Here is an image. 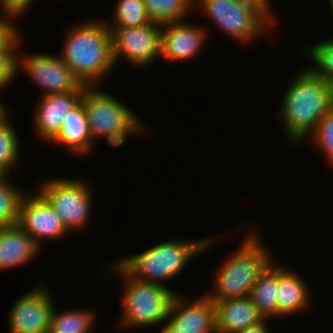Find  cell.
<instances>
[{"label":"cell","mask_w":333,"mask_h":333,"mask_svg":"<svg viewBox=\"0 0 333 333\" xmlns=\"http://www.w3.org/2000/svg\"><path fill=\"white\" fill-rule=\"evenodd\" d=\"M333 107V85L309 67L297 72L283 95L280 116L286 138L299 144L310 137Z\"/></svg>","instance_id":"1"},{"label":"cell","mask_w":333,"mask_h":333,"mask_svg":"<svg viewBox=\"0 0 333 333\" xmlns=\"http://www.w3.org/2000/svg\"><path fill=\"white\" fill-rule=\"evenodd\" d=\"M87 20L72 24L66 30L58 55L84 85L99 86L115 66L111 32L103 18Z\"/></svg>","instance_id":"2"},{"label":"cell","mask_w":333,"mask_h":333,"mask_svg":"<svg viewBox=\"0 0 333 333\" xmlns=\"http://www.w3.org/2000/svg\"><path fill=\"white\" fill-rule=\"evenodd\" d=\"M253 222L243 226L244 239L238 250L227 257L226 261L215 272L213 289L205 294L212 301H223L232 298L250 296L252 287L260 274L273 261L274 254L270 251Z\"/></svg>","instance_id":"3"},{"label":"cell","mask_w":333,"mask_h":333,"mask_svg":"<svg viewBox=\"0 0 333 333\" xmlns=\"http://www.w3.org/2000/svg\"><path fill=\"white\" fill-rule=\"evenodd\" d=\"M225 235L189 241H163L139 254L123 256L117 262L138 280L167 286L165 283L182 273L187 263L212 247V244H217V240H223Z\"/></svg>","instance_id":"4"},{"label":"cell","mask_w":333,"mask_h":333,"mask_svg":"<svg viewBox=\"0 0 333 333\" xmlns=\"http://www.w3.org/2000/svg\"><path fill=\"white\" fill-rule=\"evenodd\" d=\"M115 276L122 282V315L118 320L119 327L149 328L166 321L171 302L176 291L157 283L145 282L132 277L118 262L111 265Z\"/></svg>","instance_id":"5"},{"label":"cell","mask_w":333,"mask_h":333,"mask_svg":"<svg viewBox=\"0 0 333 333\" xmlns=\"http://www.w3.org/2000/svg\"><path fill=\"white\" fill-rule=\"evenodd\" d=\"M99 88L87 86L81 97L94 143L104 138L111 147L120 148L128 137L149 133L129 106Z\"/></svg>","instance_id":"6"},{"label":"cell","mask_w":333,"mask_h":333,"mask_svg":"<svg viewBox=\"0 0 333 333\" xmlns=\"http://www.w3.org/2000/svg\"><path fill=\"white\" fill-rule=\"evenodd\" d=\"M80 179L50 178L42 181L36 189L48 201L69 233L81 230L91 219L94 192L87 180Z\"/></svg>","instance_id":"7"},{"label":"cell","mask_w":333,"mask_h":333,"mask_svg":"<svg viewBox=\"0 0 333 333\" xmlns=\"http://www.w3.org/2000/svg\"><path fill=\"white\" fill-rule=\"evenodd\" d=\"M195 5L222 34L240 44L259 39L272 25L258 9L238 0H195Z\"/></svg>","instance_id":"8"},{"label":"cell","mask_w":333,"mask_h":333,"mask_svg":"<svg viewBox=\"0 0 333 333\" xmlns=\"http://www.w3.org/2000/svg\"><path fill=\"white\" fill-rule=\"evenodd\" d=\"M114 65L125 59L134 67L144 68L161 56L162 25L109 28Z\"/></svg>","instance_id":"9"},{"label":"cell","mask_w":333,"mask_h":333,"mask_svg":"<svg viewBox=\"0 0 333 333\" xmlns=\"http://www.w3.org/2000/svg\"><path fill=\"white\" fill-rule=\"evenodd\" d=\"M18 52L20 56L17 55V76L19 71L24 69L22 71L27 72V77L43 89V96L65 92H83L87 87L59 55L47 53H29L28 55Z\"/></svg>","instance_id":"10"},{"label":"cell","mask_w":333,"mask_h":333,"mask_svg":"<svg viewBox=\"0 0 333 333\" xmlns=\"http://www.w3.org/2000/svg\"><path fill=\"white\" fill-rule=\"evenodd\" d=\"M195 299L176 293L159 333H216L215 303L206 294Z\"/></svg>","instance_id":"11"},{"label":"cell","mask_w":333,"mask_h":333,"mask_svg":"<svg viewBox=\"0 0 333 333\" xmlns=\"http://www.w3.org/2000/svg\"><path fill=\"white\" fill-rule=\"evenodd\" d=\"M17 224L42 249V240H62L69 233L48 201L37 191L25 192L19 204ZM57 239V240H56Z\"/></svg>","instance_id":"12"},{"label":"cell","mask_w":333,"mask_h":333,"mask_svg":"<svg viewBox=\"0 0 333 333\" xmlns=\"http://www.w3.org/2000/svg\"><path fill=\"white\" fill-rule=\"evenodd\" d=\"M39 285L16 299L9 310L8 333H49L53 295Z\"/></svg>","instance_id":"13"},{"label":"cell","mask_w":333,"mask_h":333,"mask_svg":"<svg viewBox=\"0 0 333 333\" xmlns=\"http://www.w3.org/2000/svg\"><path fill=\"white\" fill-rule=\"evenodd\" d=\"M201 26L187 20L162 24L161 57L183 62L198 56L209 37L207 28Z\"/></svg>","instance_id":"14"},{"label":"cell","mask_w":333,"mask_h":333,"mask_svg":"<svg viewBox=\"0 0 333 333\" xmlns=\"http://www.w3.org/2000/svg\"><path fill=\"white\" fill-rule=\"evenodd\" d=\"M82 94L65 92L42 96L33 112L36 136L48 143L59 132L64 116L81 100Z\"/></svg>","instance_id":"15"},{"label":"cell","mask_w":333,"mask_h":333,"mask_svg":"<svg viewBox=\"0 0 333 333\" xmlns=\"http://www.w3.org/2000/svg\"><path fill=\"white\" fill-rule=\"evenodd\" d=\"M213 302L216 333H238L265 319L250 296Z\"/></svg>","instance_id":"16"},{"label":"cell","mask_w":333,"mask_h":333,"mask_svg":"<svg viewBox=\"0 0 333 333\" xmlns=\"http://www.w3.org/2000/svg\"><path fill=\"white\" fill-rule=\"evenodd\" d=\"M40 251L34 239L17 223L0 227V270L25 266Z\"/></svg>","instance_id":"17"},{"label":"cell","mask_w":333,"mask_h":333,"mask_svg":"<svg viewBox=\"0 0 333 333\" xmlns=\"http://www.w3.org/2000/svg\"><path fill=\"white\" fill-rule=\"evenodd\" d=\"M48 143L62 145L75 156H85L92 150L95 143L90 135L82 100L64 116L59 132Z\"/></svg>","instance_id":"18"},{"label":"cell","mask_w":333,"mask_h":333,"mask_svg":"<svg viewBox=\"0 0 333 333\" xmlns=\"http://www.w3.org/2000/svg\"><path fill=\"white\" fill-rule=\"evenodd\" d=\"M291 270L279 264L278 319L305 311L312 300L307 282Z\"/></svg>","instance_id":"19"},{"label":"cell","mask_w":333,"mask_h":333,"mask_svg":"<svg viewBox=\"0 0 333 333\" xmlns=\"http://www.w3.org/2000/svg\"><path fill=\"white\" fill-rule=\"evenodd\" d=\"M279 265L273 260L252 287L250 298L264 318H278Z\"/></svg>","instance_id":"20"},{"label":"cell","mask_w":333,"mask_h":333,"mask_svg":"<svg viewBox=\"0 0 333 333\" xmlns=\"http://www.w3.org/2000/svg\"><path fill=\"white\" fill-rule=\"evenodd\" d=\"M54 306L50 315L49 333H91L93 330L96 314L92 310L69 309L57 311Z\"/></svg>","instance_id":"21"},{"label":"cell","mask_w":333,"mask_h":333,"mask_svg":"<svg viewBox=\"0 0 333 333\" xmlns=\"http://www.w3.org/2000/svg\"><path fill=\"white\" fill-rule=\"evenodd\" d=\"M151 22L165 24L184 21L195 8V0H143ZM194 8V9H193ZM192 10V11H191Z\"/></svg>","instance_id":"22"},{"label":"cell","mask_w":333,"mask_h":333,"mask_svg":"<svg viewBox=\"0 0 333 333\" xmlns=\"http://www.w3.org/2000/svg\"><path fill=\"white\" fill-rule=\"evenodd\" d=\"M9 112L0 120V167L8 174L16 170L21 158V142L16 127L10 121ZM13 169V171H12Z\"/></svg>","instance_id":"23"},{"label":"cell","mask_w":333,"mask_h":333,"mask_svg":"<svg viewBox=\"0 0 333 333\" xmlns=\"http://www.w3.org/2000/svg\"><path fill=\"white\" fill-rule=\"evenodd\" d=\"M114 7L112 22L104 20L109 28L143 26L151 23L143 0H118Z\"/></svg>","instance_id":"24"},{"label":"cell","mask_w":333,"mask_h":333,"mask_svg":"<svg viewBox=\"0 0 333 333\" xmlns=\"http://www.w3.org/2000/svg\"><path fill=\"white\" fill-rule=\"evenodd\" d=\"M7 174L0 179V227L14 225L18 222L19 204L25 191L9 180ZM19 188V189H18Z\"/></svg>","instance_id":"25"},{"label":"cell","mask_w":333,"mask_h":333,"mask_svg":"<svg viewBox=\"0 0 333 333\" xmlns=\"http://www.w3.org/2000/svg\"><path fill=\"white\" fill-rule=\"evenodd\" d=\"M318 41L304 49L313 66L309 68L318 76L333 85V39Z\"/></svg>","instance_id":"26"},{"label":"cell","mask_w":333,"mask_h":333,"mask_svg":"<svg viewBox=\"0 0 333 333\" xmlns=\"http://www.w3.org/2000/svg\"><path fill=\"white\" fill-rule=\"evenodd\" d=\"M19 31L5 46L0 48V91L6 89L17 77V55L24 40ZM22 42V44H21Z\"/></svg>","instance_id":"27"},{"label":"cell","mask_w":333,"mask_h":333,"mask_svg":"<svg viewBox=\"0 0 333 333\" xmlns=\"http://www.w3.org/2000/svg\"><path fill=\"white\" fill-rule=\"evenodd\" d=\"M315 148L325 156L327 163L333 166V107L318 123L315 132L309 137Z\"/></svg>","instance_id":"28"},{"label":"cell","mask_w":333,"mask_h":333,"mask_svg":"<svg viewBox=\"0 0 333 333\" xmlns=\"http://www.w3.org/2000/svg\"><path fill=\"white\" fill-rule=\"evenodd\" d=\"M0 16H1L0 17V48H1L2 46H5L20 31V29H18L17 25L15 24V20H17L18 17L16 14L8 12Z\"/></svg>","instance_id":"29"},{"label":"cell","mask_w":333,"mask_h":333,"mask_svg":"<svg viewBox=\"0 0 333 333\" xmlns=\"http://www.w3.org/2000/svg\"><path fill=\"white\" fill-rule=\"evenodd\" d=\"M34 0H2L3 7L6 11L12 12L18 16L26 13L29 7L32 6ZM26 11V12H25Z\"/></svg>","instance_id":"30"},{"label":"cell","mask_w":333,"mask_h":333,"mask_svg":"<svg viewBox=\"0 0 333 333\" xmlns=\"http://www.w3.org/2000/svg\"><path fill=\"white\" fill-rule=\"evenodd\" d=\"M258 9L271 23L274 21L270 0H238Z\"/></svg>","instance_id":"31"},{"label":"cell","mask_w":333,"mask_h":333,"mask_svg":"<svg viewBox=\"0 0 333 333\" xmlns=\"http://www.w3.org/2000/svg\"><path fill=\"white\" fill-rule=\"evenodd\" d=\"M238 333H271L268 326V319L265 318L263 321L249 326Z\"/></svg>","instance_id":"32"},{"label":"cell","mask_w":333,"mask_h":333,"mask_svg":"<svg viewBox=\"0 0 333 333\" xmlns=\"http://www.w3.org/2000/svg\"><path fill=\"white\" fill-rule=\"evenodd\" d=\"M5 104L0 102V120L9 112L10 109H8Z\"/></svg>","instance_id":"33"},{"label":"cell","mask_w":333,"mask_h":333,"mask_svg":"<svg viewBox=\"0 0 333 333\" xmlns=\"http://www.w3.org/2000/svg\"><path fill=\"white\" fill-rule=\"evenodd\" d=\"M8 173L0 167V179L4 178Z\"/></svg>","instance_id":"34"},{"label":"cell","mask_w":333,"mask_h":333,"mask_svg":"<svg viewBox=\"0 0 333 333\" xmlns=\"http://www.w3.org/2000/svg\"><path fill=\"white\" fill-rule=\"evenodd\" d=\"M0 9H1V14L8 13V11H6L5 8L3 7L2 0H0Z\"/></svg>","instance_id":"35"},{"label":"cell","mask_w":333,"mask_h":333,"mask_svg":"<svg viewBox=\"0 0 333 333\" xmlns=\"http://www.w3.org/2000/svg\"><path fill=\"white\" fill-rule=\"evenodd\" d=\"M329 2V6L333 3V0H327Z\"/></svg>","instance_id":"36"},{"label":"cell","mask_w":333,"mask_h":333,"mask_svg":"<svg viewBox=\"0 0 333 333\" xmlns=\"http://www.w3.org/2000/svg\"><path fill=\"white\" fill-rule=\"evenodd\" d=\"M330 8H331L332 13H333V3L330 5Z\"/></svg>","instance_id":"37"}]
</instances>
